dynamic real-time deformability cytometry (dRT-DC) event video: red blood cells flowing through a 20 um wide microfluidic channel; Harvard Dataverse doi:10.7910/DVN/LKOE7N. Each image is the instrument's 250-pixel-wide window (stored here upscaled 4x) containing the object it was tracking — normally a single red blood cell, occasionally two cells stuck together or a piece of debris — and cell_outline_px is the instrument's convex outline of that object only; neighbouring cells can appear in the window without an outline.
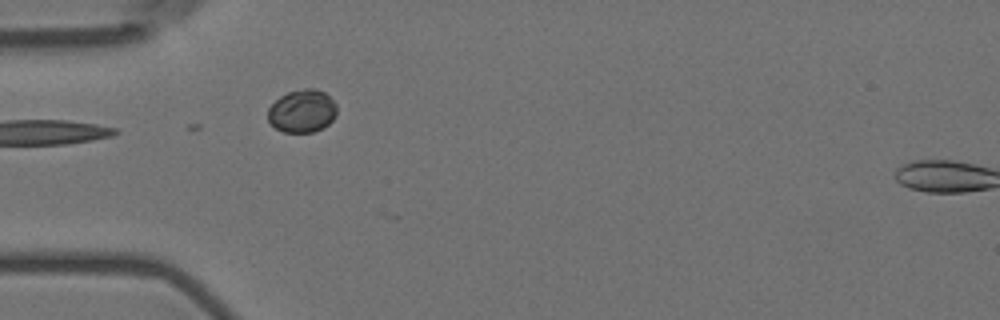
{"species": "Egyptian fruit bat (a non-hibernating species)", "species_latin": "Rousettus aegyptiacus", "temperature_condition": "room temperature", "stored_images_in_passage": 4, "camera_frame_rate_fps": 3000, "um_per_image_px": 0.085, "animal": {"sex": "female"}, "frame": {"image": 1, "passage_image": 1, "time_ms": 0.0, "image_size_px": [1000, 320], "cell_outline_px": [[336, 116], [324, 128], [312, 132], [284, 132], [276, 128], [268, 120], [268, 108], [280, 96], [288, 92], [304, 88], [316, 88], [324, 92], [336, 104]], "centroid_in_image_um": [25.69, 9.44], "position_along_channel_um": 59.3, "area_um2": 17.22}}